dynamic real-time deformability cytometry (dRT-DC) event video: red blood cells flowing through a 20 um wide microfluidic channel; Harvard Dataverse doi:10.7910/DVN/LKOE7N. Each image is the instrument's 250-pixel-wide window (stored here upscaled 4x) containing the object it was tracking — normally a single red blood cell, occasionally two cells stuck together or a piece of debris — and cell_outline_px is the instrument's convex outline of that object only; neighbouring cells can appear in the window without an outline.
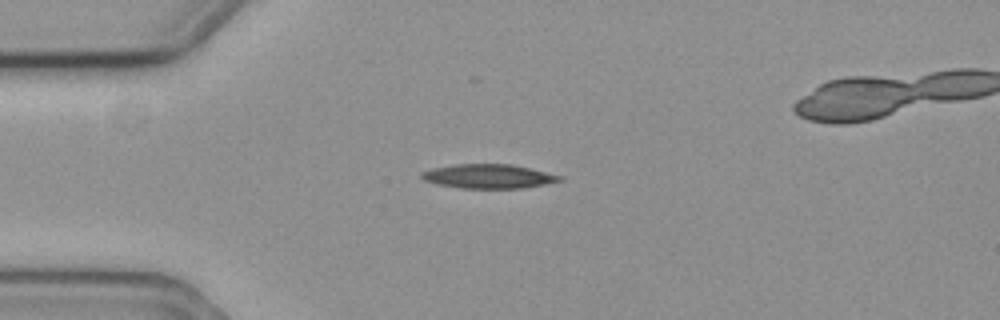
{"species": "common noctule bat (a hibernating species)", "species_latin": "Nyctalus noctula", "temperature_condition": "cold", "stored_images_in_passage": 41, "camera_frame_rate_fps": 3000, "um_per_image_px": 0.085, "animal": {"sex": "female", "body_mass_g": 19.3, "forearm_length_mm": 54.1}, "frame": {"image": 1, "passage_image": 1, "time_ms": 0.0, "image_size_px": [1000, 320], "cell_outline_px": [[564, 180], [544, 184], [520, 188], [460, 188], [436, 184], [424, 180], [420, 176], [420, 172], [432, 168], [452, 164], [512, 164], [564, 176]], "centroid_in_image_um": [41.5, 14.98], "position_along_channel_um": 43.5, "area_um2": 19.54}}
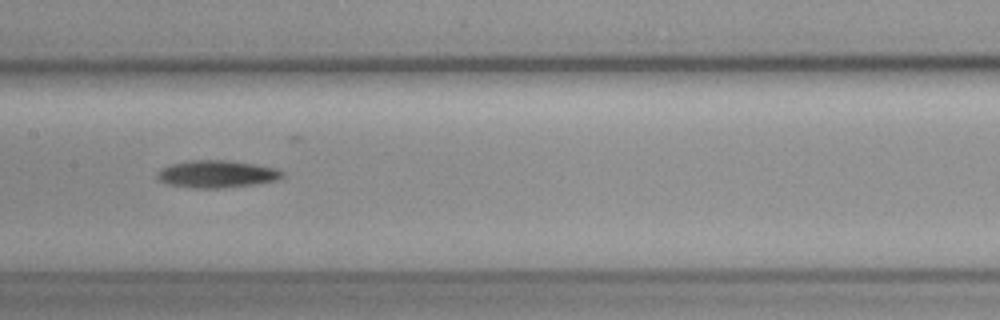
{"frame": {"image": 2, "passage_image": 15, "time_ms": 4.667, "image_size_px": [1000, 320], "cell_outline_px": [[284, 176], [276, 180], [252, 184], [220, 188], [192, 188], [168, 184], [160, 180], [156, 176], [156, 172], [160, 168], [168, 164], [188, 160], [228, 160], [276, 168], [284, 172]], "centroid_in_image_um": [18.36, 14.78], "position_along_channel_um": 189.0, "area_um2": 19.94}}
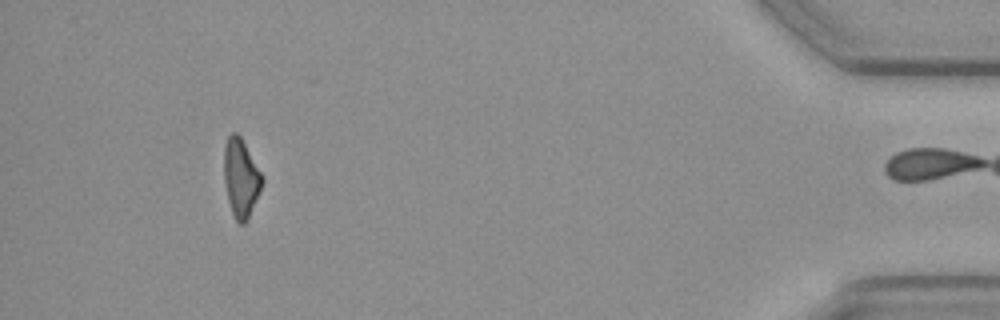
{"frame": {"image": 3, "passage_image": 40, "time_ms": 13.0, "image_size_px": [1000, 320], "cell_outline_px": [[264, 180], [248, 220], [244, 224], [240, 224], [236, 220], [232, 212], [228, 200], [224, 180], [224, 144], [228, 136], [232, 132], [236, 132], [240, 136], [260, 172]], "centroid_in_image_um": [20.46, 15.13], "position_along_channel_um": 414.7, "area_um2": 17.17}, "authors_computed_cell_mechanics": {"area_um2": 18.9006, "velocity_mm_per_s": 3.5788, "shape_relaxation_time_tau1_ms": 6.1594, "shape_relaxation_time_tau2_ms": null, "deformation_change_tau1": 0.145, "deformation_change_tau2": null}}